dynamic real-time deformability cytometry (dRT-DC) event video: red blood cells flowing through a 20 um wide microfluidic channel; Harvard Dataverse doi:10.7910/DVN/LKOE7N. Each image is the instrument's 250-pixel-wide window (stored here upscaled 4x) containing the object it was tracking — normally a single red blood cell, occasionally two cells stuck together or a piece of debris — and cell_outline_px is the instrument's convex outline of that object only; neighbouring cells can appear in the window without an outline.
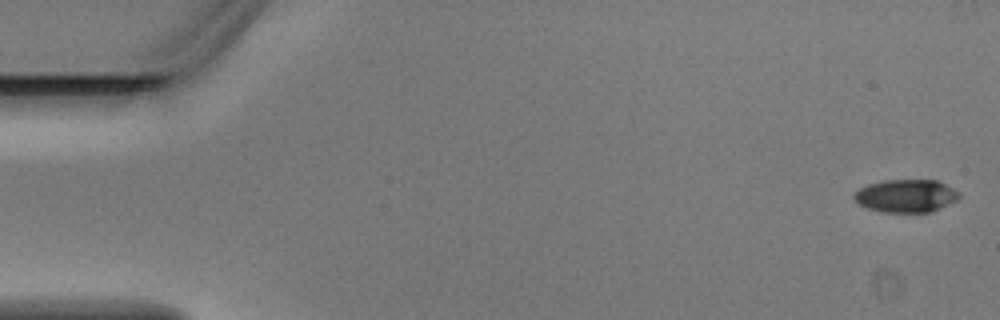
{"species": "Egyptian fruit bat (a non-hibernating species)", "species_latin": "Rousettus aegyptiacus", "temperature_condition": "warm", "stored_images_in_passage": 4, "segment_of_instrument_passage": [2, 2], "camera_frame_rate_fps": 3000, "um_per_image_px": 0.085, "animal": {"sex": "male"}, "frame": {"image": 1, "passage_image": 4, "time_ms": 1.0, "image_size_px": [1000, 320], "cell_outline_px": [[960, 196], [956, 200], [932, 212], [880, 212], [868, 208], [860, 204], [852, 196], [860, 188], [868, 184], [884, 180], [936, 180], [960, 192]], "centroid_in_image_um": [77.01, 16.65], "position_along_channel_um": 8.0, "area_um2": 20.0}}